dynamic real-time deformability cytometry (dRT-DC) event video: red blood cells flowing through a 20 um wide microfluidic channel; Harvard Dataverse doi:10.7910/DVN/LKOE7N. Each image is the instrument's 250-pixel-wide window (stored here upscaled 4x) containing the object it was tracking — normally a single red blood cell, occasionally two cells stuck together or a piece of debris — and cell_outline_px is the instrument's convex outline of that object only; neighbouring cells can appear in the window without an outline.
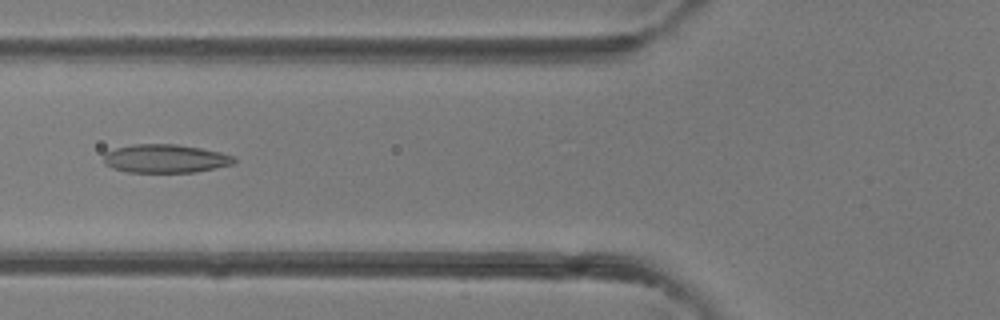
{"species": "common noctule bat (a hibernating species)", "species_latin": "Nyctalus noctula", "temperature_condition": "room temperature", "stored_images_in_passage": 6, "camera_frame_rate_fps": 3000, "um_per_image_px": 0.085, "animal": {"sex": "female"}, "frame": {"image": 1, "passage_image": 5, "time_ms": 5.333, "image_size_px": [1000, 320], "cell_outline_px": [[236, 160], [232, 164], [216, 168], [196, 172], [128, 172], [112, 168], [104, 164], [104, 152], [116, 148], [132, 144], [176, 144], [200, 148], [220, 152], [232, 156]], "centroid_in_image_um": [14.02, 13.48], "position_along_channel_um": 111.8, "area_um2": 21.62}}
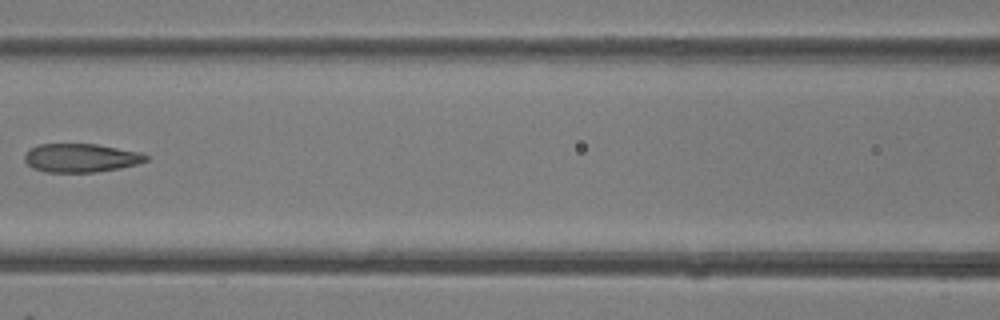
{"frame": {"image": 2, "passage_image": 6, "time_ms": 6.333, "image_size_px": [1000, 320], "cell_outline_px": [[148, 160], [136, 164], [120, 168], [96, 172], [44, 172], [32, 168], [24, 160], [24, 156], [32, 148], [40, 144], [96, 144], [140, 152], [148, 156]], "centroid_in_image_um": [6.88, 13.43], "position_along_channel_um": 159.7, "area_um2": 20.11}}